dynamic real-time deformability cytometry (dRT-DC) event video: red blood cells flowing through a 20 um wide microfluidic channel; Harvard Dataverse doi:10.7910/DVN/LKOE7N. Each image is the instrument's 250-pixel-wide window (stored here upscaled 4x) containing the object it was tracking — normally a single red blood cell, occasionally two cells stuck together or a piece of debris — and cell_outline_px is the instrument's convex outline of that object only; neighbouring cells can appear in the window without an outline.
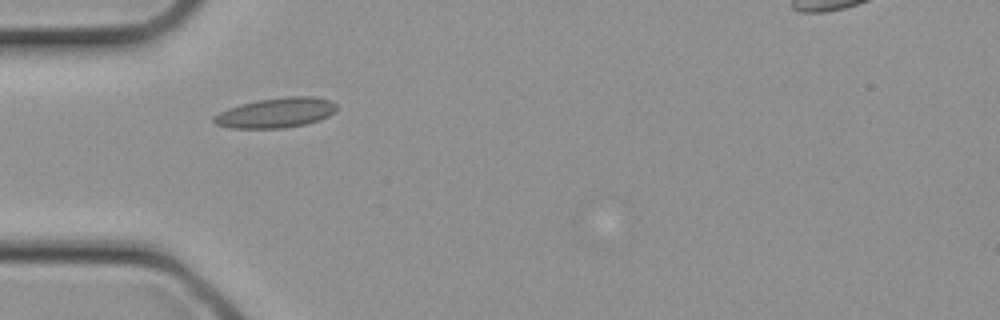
{"species": "common noctule bat (a hibernating species)", "species_latin": "Nyctalus noctula", "temperature_condition": "cold", "stored_images_in_passage": 1, "camera_frame_rate_fps": 3000, "um_per_image_px": 0.085, "animal": {"sex": "female", "body_mass_g": 21.9}, "frame": {"image": 1, "passage_image": 1, "time_ms": 0.0, "image_size_px": [1000, 320], "cell_outline_px": [[336, 108], [328, 116], [320, 120], [304, 124], [284, 128], [228, 128], [216, 124], [212, 120], [212, 116], [228, 108], [240, 104], [260, 100], [288, 96], [312, 96], [328, 100], [336, 104]], "centroid_in_image_um": [23.42, 9.59], "position_along_channel_um": 61.6, "area_um2": 21.27}}